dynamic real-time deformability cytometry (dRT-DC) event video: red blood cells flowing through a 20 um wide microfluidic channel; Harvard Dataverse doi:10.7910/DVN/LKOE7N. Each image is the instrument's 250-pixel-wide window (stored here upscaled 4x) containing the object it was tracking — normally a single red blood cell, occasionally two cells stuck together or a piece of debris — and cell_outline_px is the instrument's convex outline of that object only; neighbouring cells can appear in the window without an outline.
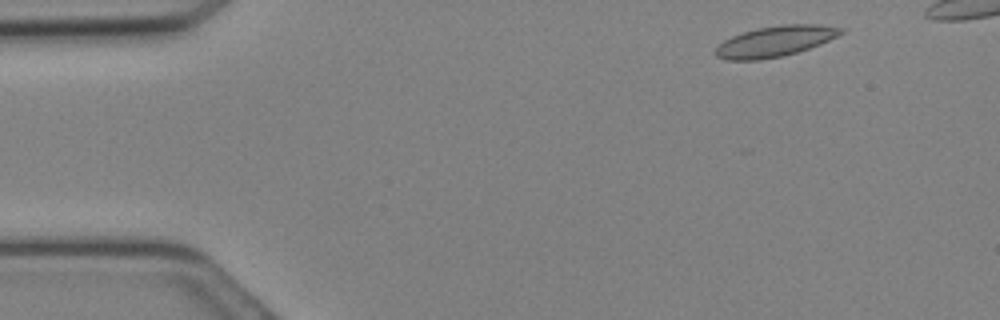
{"species": "Egyptian fruit bat (a non-hibernating species)", "species_latin": "Rousettus aegyptiacus", "temperature_condition": "cold", "stored_images_in_passage": 27, "camera_frame_rate_fps": 3000, "um_per_image_px": 0.085, "animal": {"sex": "female"}, "frame": {"image": 1, "passage_image": 2, "time_ms": 0.333, "image_size_px": [1000, 320], "cell_outline_px": [[844, 32], [820, 44], [796, 52], [780, 56], [760, 60], [728, 60], [716, 56], [712, 52], [724, 40], [732, 36], [756, 28], [784, 24], [820, 24], [844, 28]], "centroid_in_image_um": [65.87, 3.5], "position_along_channel_um": 19.1, "area_um2": 22.25}}
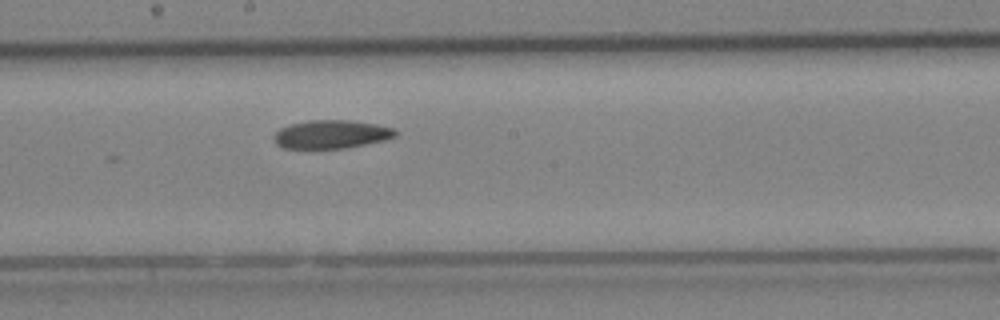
{"frame": {"image": 2, "passage_image": 15, "time_ms": 4.667, "image_size_px": [1000, 320], "cell_outline_px": [[400, 132], [396, 136], [384, 140], [344, 148], [284, 148], [276, 144], [272, 136], [280, 128], [292, 124], [308, 120], [348, 120], [376, 124], [396, 128]], "centroid_in_image_um": [28.18, 11.41], "position_along_channel_um": 220.0, "area_um2": 20.11}}
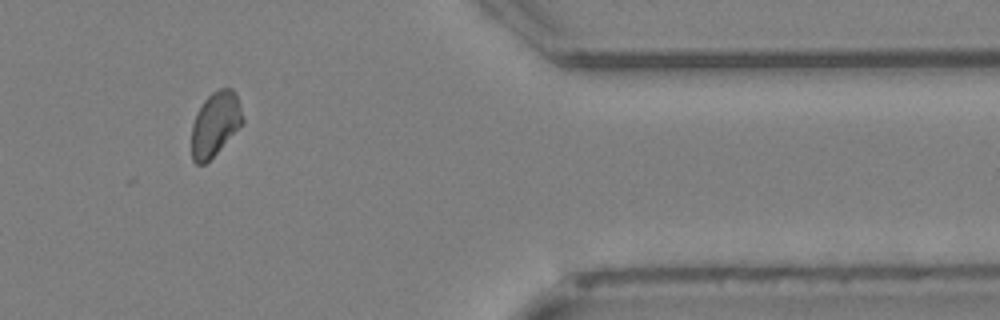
{"frame": {"image": 3, "passage_image": 24, "time_ms": 7.667, "image_size_px": [1000, 320], "cell_outline_px": [[244, 124], [204, 164], [196, 164], [192, 160], [192, 124], [196, 112], [204, 100], [212, 92], [220, 88], [232, 88], [236, 92], [244, 120]], "centroid_in_image_um": [18.3, 10.51], "position_along_channel_um": 393.1, "area_um2": 19.13}}